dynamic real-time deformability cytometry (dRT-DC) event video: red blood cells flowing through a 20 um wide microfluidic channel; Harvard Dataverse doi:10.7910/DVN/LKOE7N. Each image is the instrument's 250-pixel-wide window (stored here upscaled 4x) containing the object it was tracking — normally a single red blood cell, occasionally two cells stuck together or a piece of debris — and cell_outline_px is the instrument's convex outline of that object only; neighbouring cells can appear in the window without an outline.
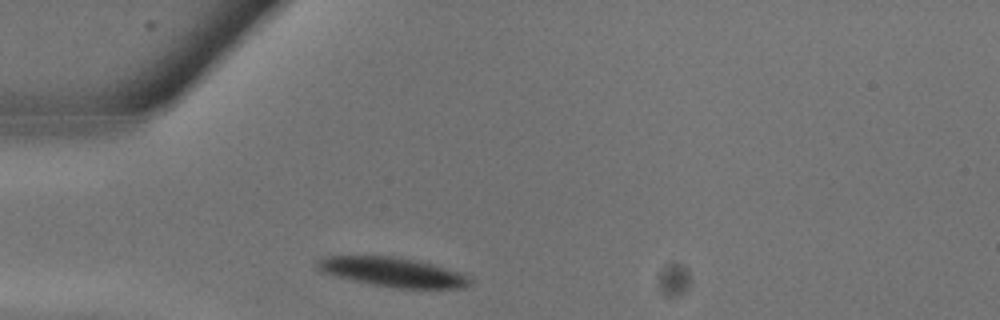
{"species": "common noctule bat (a hibernating species)", "species_latin": "Nyctalus noctula", "temperature_condition": "warm", "stored_images_in_passage": 8, "camera_frame_rate_fps": 3000, "um_per_image_px": 0.085, "animal": {"sex": "male", "body_mass_g": 13.3}, "frame": {"image": 1, "passage_image": 1, "time_ms": 0.0, "image_size_px": [1000, 320], "cell_outline_px": [[472, 284], [464, 288], [400, 288], [368, 284], [320, 272], [316, 264], [316, 260], [324, 256], [392, 256], [420, 260], [464, 272], [472, 280]], "centroid_in_image_um": [33.43, 23.12], "position_along_channel_um": 51.6, "area_um2": 26.59}}
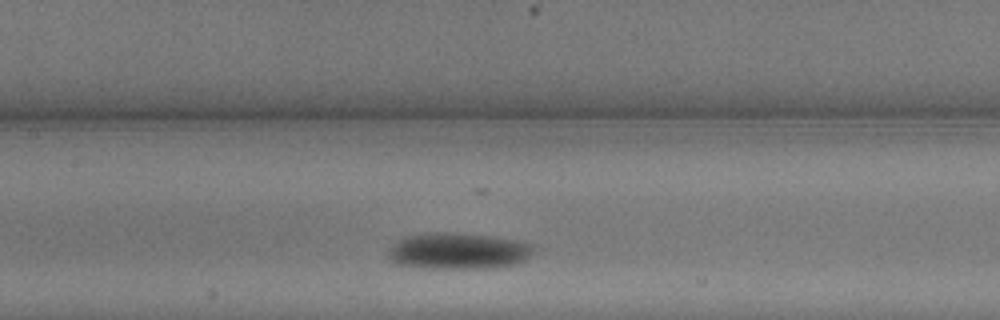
{"frame": {"image": 2, "passage_image": 6, "time_ms": 1.667, "image_size_px": [1000, 320], "cell_outline_px": [[532, 248], [528, 256], [524, 260], [516, 264], [496, 268], [444, 268], [400, 264], [388, 260], [388, 252], [400, 240], [408, 236], [436, 232], [444, 232], [492, 236], [516, 240], [532, 244]], "centroid_in_image_um": [38.99, 21.34], "position_along_channel_um": 168.4, "area_um2": 30.06}}
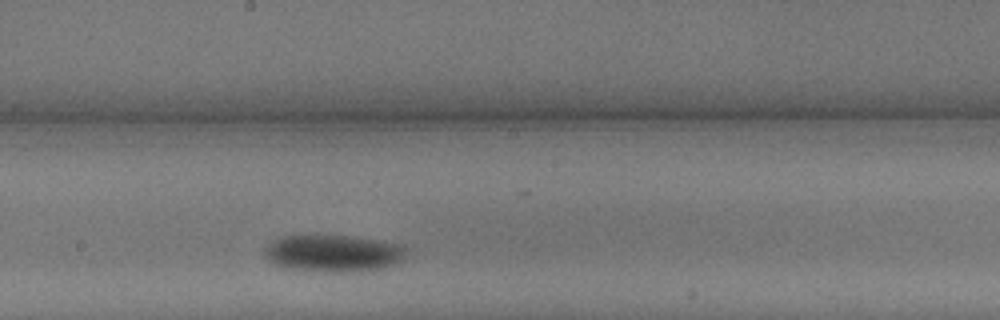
{"frame": {"image": 3, "passage_image": 8, "time_ms": 2.333, "image_size_px": [1000, 320], "cell_outline_px": [[404, 260], [396, 264], [380, 268], [344, 272], [332, 272], [284, 268], [272, 264], [264, 256], [264, 248], [268, 244], [284, 236], [348, 236], [376, 240], [400, 244], [404, 248]], "centroid_in_image_um": [28.28, 21.54], "position_along_channel_um": 219.9, "area_um2": 30.23}}